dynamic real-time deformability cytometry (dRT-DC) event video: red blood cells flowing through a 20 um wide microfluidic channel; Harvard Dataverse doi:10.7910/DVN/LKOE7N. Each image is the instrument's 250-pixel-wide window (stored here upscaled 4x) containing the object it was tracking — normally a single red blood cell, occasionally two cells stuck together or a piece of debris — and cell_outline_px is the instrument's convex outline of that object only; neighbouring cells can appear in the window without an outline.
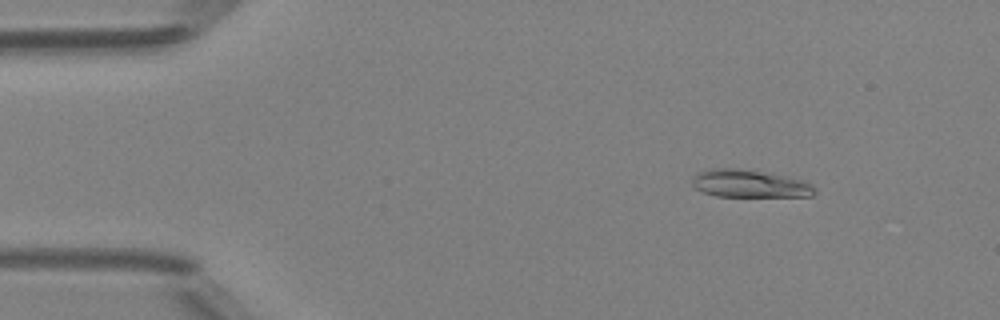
{"species": "Egyptian fruit bat (a non-hibernating species)", "species_latin": "Rousettus aegyptiacus", "temperature_condition": "room temperature", "stored_images_in_passage": 50, "camera_frame_rate_fps": 3000, "um_per_image_px": 0.085, "animal": {"sex": "female"}, "frame": {"image": 1, "passage_image": 7, "time_ms": 2.0, "image_size_px": [1000, 320], "cell_outline_px": [[816, 192], [812, 196], [716, 196], [704, 192], [696, 188], [692, 184], [692, 180], [696, 172], [708, 168], [740, 168], [804, 180], [812, 184], [816, 188]], "centroid_in_image_um": [63.7, 15.6], "position_along_channel_um": 21.3, "area_um2": 19.71}}
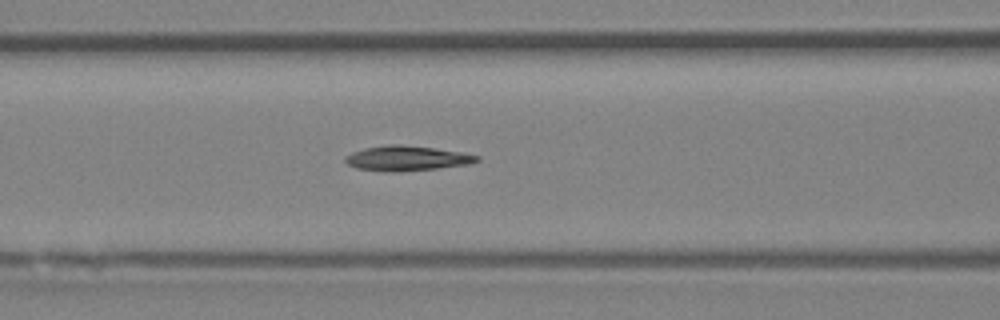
{"frame": {"image": 2, "passage_image": 21, "time_ms": 6.667, "image_size_px": [1000, 320], "cell_outline_px": [[480, 160], [468, 164], [436, 168], [396, 172], [388, 172], [356, 168], [348, 164], [344, 160], [344, 156], [352, 152], [364, 148], [388, 144], [400, 144], [432, 148], [460, 152], [480, 156]], "centroid_in_image_um": [34.53, 13.45], "position_along_channel_um": 132.1, "area_um2": 19.02}}
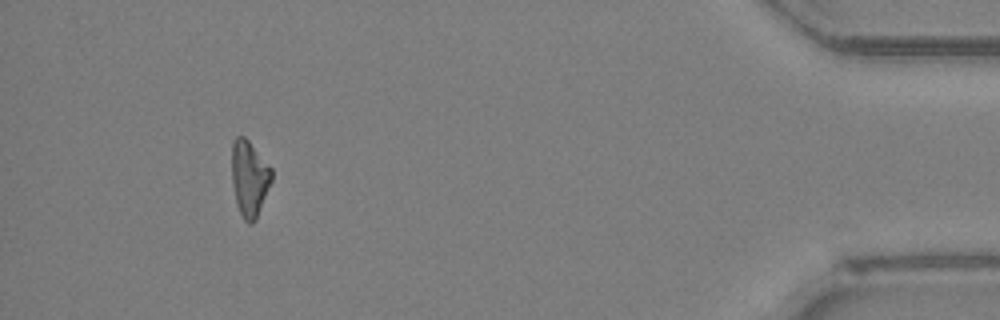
{"frame": {"image": 3, "passage_image": 46, "time_ms": 15.0, "image_size_px": [1000, 320], "cell_outline_px": [[272, 180], [256, 220], [252, 224], [248, 224], [244, 220], [236, 204], [232, 184], [232, 140], [236, 136], [244, 136], [248, 140], [272, 168]], "centroid_in_image_um": [21.19, 15.17], "position_along_channel_um": 414.0, "area_um2": 17.74}}